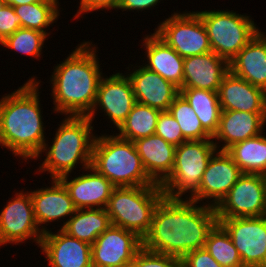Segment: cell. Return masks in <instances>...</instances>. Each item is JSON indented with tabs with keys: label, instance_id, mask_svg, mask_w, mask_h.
I'll return each mask as SVG.
<instances>
[{
	"label": "cell",
	"instance_id": "obj_1",
	"mask_svg": "<svg viewBox=\"0 0 266 267\" xmlns=\"http://www.w3.org/2000/svg\"><path fill=\"white\" fill-rule=\"evenodd\" d=\"M197 204L188 198L164 196L154 210L142 247L181 260L189 252L204 248L218 218L214 207Z\"/></svg>",
	"mask_w": 266,
	"mask_h": 267
},
{
	"label": "cell",
	"instance_id": "obj_2",
	"mask_svg": "<svg viewBox=\"0 0 266 267\" xmlns=\"http://www.w3.org/2000/svg\"><path fill=\"white\" fill-rule=\"evenodd\" d=\"M36 78L32 76L0 98V145L27 164L40 154L47 140L39 100L41 81Z\"/></svg>",
	"mask_w": 266,
	"mask_h": 267
},
{
	"label": "cell",
	"instance_id": "obj_3",
	"mask_svg": "<svg viewBox=\"0 0 266 267\" xmlns=\"http://www.w3.org/2000/svg\"><path fill=\"white\" fill-rule=\"evenodd\" d=\"M93 42L79 43L75 50L53 67L50 76L53 112L64 116H88L95 104L104 73Z\"/></svg>",
	"mask_w": 266,
	"mask_h": 267
},
{
	"label": "cell",
	"instance_id": "obj_4",
	"mask_svg": "<svg viewBox=\"0 0 266 267\" xmlns=\"http://www.w3.org/2000/svg\"><path fill=\"white\" fill-rule=\"evenodd\" d=\"M93 127V122L87 116H65L55 131L52 145L49 146L46 140L40 154L34 159H40L42 153L46 155L36 171L50 173V179H58L74 173L79 163L81 170L90 167L96 136L92 132Z\"/></svg>",
	"mask_w": 266,
	"mask_h": 267
},
{
	"label": "cell",
	"instance_id": "obj_5",
	"mask_svg": "<svg viewBox=\"0 0 266 267\" xmlns=\"http://www.w3.org/2000/svg\"><path fill=\"white\" fill-rule=\"evenodd\" d=\"M91 167L115 187L160 185L146 173L134 142L114 132L112 135L96 134Z\"/></svg>",
	"mask_w": 266,
	"mask_h": 267
},
{
	"label": "cell",
	"instance_id": "obj_6",
	"mask_svg": "<svg viewBox=\"0 0 266 267\" xmlns=\"http://www.w3.org/2000/svg\"><path fill=\"white\" fill-rule=\"evenodd\" d=\"M164 196L160 185L115 187L105 209L113 226L133 231L143 239Z\"/></svg>",
	"mask_w": 266,
	"mask_h": 267
},
{
	"label": "cell",
	"instance_id": "obj_7",
	"mask_svg": "<svg viewBox=\"0 0 266 267\" xmlns=\"http://www.w3.org/2000/svg\"><path fill=\"white\" fill-rule=\"evenodd\" d=\"M206 28L212 52L230 62L260 31L250 16L233 10L196 11Z\"/></svg>",
	"mask_w": 266,
	"mask_h": 267
},
{
	"label": "cell",
	"instance_id": "obj_8",
	"mask_svg": "<svg viewBox=\"0 0 266 267\" xmlns=\"http://www.w3.org/2000/svg\"><path fill=\"white\" fill-rule=\"evenodd\" d=\"M213 140L185 141L175 150L174 167L160 184L167 198H189L201 183L203 173L213 154L217 151Z\"/></svg>",
	"mask_w": 266,
	"mask_h": 267
},
{
	"label": "cell",
	"instance_id": "obj_9",
	"mask_svg": "<svg viewBox=\"0 0 266 267\" xmlns=\"http://www.w3.org/2000/svg\"><path fill=\"white\" fill-rule=\"evenodd\" d=\"M155 33L183 58L212 52L206 28L195 11H174L158 23Z\"/></svg>",
	"mask_w": 266,
	"mask_h": 267
},
{
	"label": "cell",
	"instance_id": "obj_10",
	"mask_svg": "<svg viewBox=\"0 0 266 267\" xmlns=\"http://www.w3.org/2000/svg\"><path fill=\"white\" fill-rule=\"evenodd\" d=\"M26 191L16 192L0 212V247L27 240L40 245L44 233L36 222L30 192Z\"/></svg>",
	"mask_w": 266,
	"mask_h": 267
},
{
	"label": "cell",
	"instance_id": "obj_11",
	"mask_svg": "<svg viewBox=\"0 0 266 267\" xmlns=\"http://www.w3.org/2000/svg\"><path fill=\"white\" fill-rule=\"evenodd\" d=\"M237 249L244 267H266V215L218 218Z\"/></svg>",
	"mask_w": 266,
	"mask_h": 267
},
{
	"label": "cell",
	"instance_id": "obj_12",
	"mask_svg": "<svg viewBox=\"0 0 266 267\" xmlns=\"http://www.w3.org/2000/svg\"><path fill=\"white\" fill-rule=\"evenodd\" d=\"M215 209L217 218L266 215L263 175L243 173Z\"/></svg>",
	"mask_w": 266,
	"mask_h": 267
},
{
	"label": "cell",
	"instance_id": "obj_13",
	"mask_svg": "<svg viewBox=\"0 0 266 267\" xmlns=\"http://www.w3.org/2000/svg\"><path fill=\"white\" fill-rule=\"evenodd\" d=\"M135 103L132 83L127 73L123 74L119 71L109 77L102 76L95 104L87 117L93 122L98 115L96 111L100 110L101 113L104 112V116H108L107 119L113 123L111 125L116 126L117 130L126 120Z\"/></svg>",
	"mask_w": 266,
	"mask_h": 267
},
{
	"label": "cell",
	"instance_id": "obj_14",
	"mask_svg": "<svg viewBox=\"0 0 266 267\" xmlns=\"http://www.w3.org/2000/svg\"><path fill=\"white\" fill-rule=\"evenodd\" d=\"M242 174L226 151L217 150L207 164L199 188L188 199L216 208Z\"/></svg>",
	"mask_w": 266,
	"mask_h": 267
},
{
	"label": "cell",
	"instance_id": "obj_15",
	"mask_svg": "<svg viewBox=\"0 0 266 267\" xmlns=\"http://www.w3.org/2000/svg\"><path fill=\"white\" fill-rule=\"evenodd\" d=\"M141 248L135 232L111 225L91 245L92 267H129Z\"/></svg>",
	"mask_w": 266,
	"mask_h": 267
},
{
	"label": "cell",
	"instance_id": "obj_16",
	"mask_svg": "<svg viewBox=\"0 0 266 267\" xmlns=\"http://www.w3.org/2000/svg\"><path fill=\"white\" fill-rule=\"evenodd\" d=\"M39 248L46 257L48 267H92L91 245L60 228L55 233L52 229L45 232Z\"/></svg>",
	"mask_w": 266,
	"mask_h": 267
},
{
	"label": "cell",
	"instance_id": "obj_17",
	"mask_svg": "<svg viewBox=\"0 0 266 267\" xmlns=\"http://www.w3.org/2000/svg\"><path fill=\"white\" fill-rule=\"evenodd\" d=\"M29 192L36 222L43 233L49 231L47 226L51 222L54 223L56 220L58 222L61 219L63 224L59 227L62 229L76 211L67 189L58 179H52L49 187L33 189V191L31 189Z\"/></svg>",
	"mask_w": 266,
	"mask_h": 267
},
{
	"label": "cell",
	"instance_id": "obj_18",
	"mask_svg": "<svg viewBox=\"0 0 266 267\" xmlns=\"http://www.w3.org/2000/svg\"><path fill=\"white\" fill-rule=\"evenodd\" d=\"M132 66L131 72L129 67L126 69L129 72L127 76L132 83L136 102L160 111H168L173 100L180 94V88L143 65L135 64L133 68Z\"/></svg>",
	"mask_w": 266,
	"mask_h": 267
},
{
	"label": "cell",
	"instance_id": "obj_19",
	"mask_svg": "<svg viewBox=\"0 0 266 267\" xmlns=\"http://www.w3.org/2000/svg\"><path fill=\"white\" fill-rule=\"evenodd\" d=\"M84 171H87L84 173ZM63 175L58 180L65 186L76 209L106 208L115 186L91 166L83 174L69 178Z\"/></svg>",
	"mask_w": 266,
	"mask_h": 267
},
{
	"label": "cell",
	"instance_id": "obj_20",
	"mask_svg": "<svg viewBox=\"0 0 266 267\" xmlns=\"http://www.w3.org/2000/svg\"><path fill=\"white\" fill-rule=\"evenodd\" d=\"M222 111L266 113V92L229 71L218 90Z\"/></svg>",
	"mask_w": 266,
	"mask_h": 267
},
{
	"label": "cell",
	"instance_id": "obj_21",
	"mask_svg": "<svg viewBox=\"0 0 266 267\" xmlns=\"http://www.w3.org/2000/svg\"><path fill=\"white\" fill-rule=\"evenodd\" d=\"M265 125L266 113L221 111L219 126L212 140H215L218 150L226 151L235 143L260 135Z\"/></svg>",
	"mask_w": 266,
	"mask_h": 267
},
{
	"label": "cell",
	"instance_id": "obj_22",
	"mask_svg": "<svg viewBox=\"0 0 266 267\" xmlns=\"http://www.w3.org/2000/svg\"><path fill=\"white\" fill-rule=\"evenodd\" d=\"M229 71V62L214 52L185 57L181 88L218 92L221 81Z\"/></svg>",
	"mask_w": 266,
	"mask_h": 267
},
{
	"label": "cell",
	"instance_id": "obj_23",
	"mask_svg": "<svg viewBox=\"0 0 266 267\" xmlns=\"http://www.w3.org/2000/svg\"><path fill=\"white\" fill-rule=\"evenodd\" d=\"M142 41V47L145 48L143 50H146L144 57H147H145L146 62L142 65L181 88L184 58L155 32L145 35Z\"/></svg>",
	"mask_w": 266,
	"mask_h": 267
},
{
	"label": "cell",
	"instance_id": "obj_24",
	"mask_svg": "<svg viewBox=\"0 0 266 267\" xmlns=\"http://www.w3.org/2000/svg\"><path fill=\"white\" fill-rule=\"evenodd\" d=\"M230 71L266 92V32L259 31L229 62Z\"/></svg>",
	"mask_w": 266,
	"mask_h": 267
},
{
	"label": "cell",
	"instance_id": "obj_25",
	"mask_svg": "<svg viewBox=\"0 0 266 267\" xmlns=\"http://www.w3.org/2000/svg\"><path fill=\"white\" fill-rule=\"evenodd\" d=\"M134 145L148 176L161 184L173 170L176 146L156 134L139 138Z\"/></svg>",
	"mask_w": 266,
	"mask_h": 267
},
{
	"label": "cell",
	"instance_id": "obj_26",
	"mask_svg": "<svg viewBox=\"0 0 266 267\" xmlns=\"http://www.w3.org/2000/svg\"><path fill=\"white\" fill-rule=\"evenodd\" d=\"M112 225L105 208L76 209L62 228L68 235L92 245Z\"/></svg>",
	"mask_w": 266,
	"mask_h": 267
},
{
	"label": "cell",
	"instance_id": "obj_27",
	"mask_svg": "<svg viewBox=\"0 0 266 267\" xmlns=\"http://www.w3.org/2000/svg\"><path fill=\"white\" fill-rule=\"evenodd\" d=\"M226 152L242 173L261 175L266 173L265 133L262 132L256 137L235 143Z\"/></svg>",
	"mask_w": 266,
	"mask_h": 267
},
{
	"label": "cell",
	"instance_id": "obj_28",
	"mask_svg": "<svg viewBox=\"0 0 266 267\" xmlns=\"http://www.w3.org/2000/svg\"><path fill=\"white\" fill-rule=\"evenodd\" d=\"M180 94L189 103L203 128L213 137L221 115L218 92L197 88H180Z\"/></svg>",
	"mask_w": 266,
	"mask_h": 267
},
{
	"label": "cell",
	"instance_id": "obj_29",
	"mask_svg": "<svg viewBox=\"0 0 266 267\" xmlns=\"http://www.w3.org/2000/svg\"><path fill=\"white\" fill-rule=\"evenodd\" d=\"M162 111L136 102L126 120L117 129L119 137L134 142L155 134L159 114Z\"/></svg>",
	"mask_w": 266,
	"mask_h": 267
},
{
	"label": "cell",
	"instance_id": "obj_30",
	"mask_svg": "<svg viewBox=\"0 0 266 267\" xmlns=\"http://www.w3.org/2000/svg\"><path fill=\"white\" fill-rule=\"evenodd\" d=\"M59 0H46L32 4L14 6V11L20 18V26L43 32L50 36L46 30L57 22L60 16ZM47 31V32H46Z\"/></svg>",
	"mask_w": 266,
	"mask_h": 267
},
{
	"label": "cell",
	"instance_id": "obj_31",
	"mask_svg": "<svg viewBox=\"0 0 266 267\" xmlns=\"http://www.w3.org/2000/svg\"><path fill=\"white\" fill-rule=\"evenodd\" d=\"M204 248L223 267H244L229 234L219 223L209 232Z\"/></svg>",
	"mask_w": 266,
	"mask_h": 267
},
{
	"label": "cell",
	"instance_id": "obj_32",
	"mask_svg": "<svg viewBox=\"0 0 266 267\" xmlns=\"http://www.w3.org/2000/svg\"><path fill=\"white\" fill-rule=\"evenodd\" d=\"M168 112L179 123L187 141L212 140V136L203 128L198 116L181 94L173 100Z\"/></svg>",
	"mask_w": 266,
	"mask_h": 267
},
{
	"label": "cell",
	"instance_id": "obj_33",
	"mask_svg": "<svg viewBox=\"0 0 266 267\" xmlns=\"http://www.w3.org/2000/svg\"><path fill=\"white\" fill-rule=\"evenodd\" d=\"M46 38L49 37L43 32L20 27L0 44L7 49L14 50V52H19L20 55H28L38 60L43 53L42 47H44L45 40H48Z\"/></svg>",
	"mask_w": 266,
	"mask_h": 267
},
{
	"label": "cell",
	"instance_id": "obj_34",
	"mask_svg": "<svg viewBox=\"0 0 266 267\" xmlns=\"http://www.w3.org/2000/svg\"><path fill=\"white\" fill-rule=\"evenodd\" d=\"M129 267H181V259L141 248Z\"/></svg>",
	"mask_w": 266,
	"mask_h": 267
},
{
	"label": "cell",
	"instance_id": "obj_35",
	"mask_svg": "<svg viewBox=\"0 0 266 267\" xmlns=\"http://www.w3.org/2000/svg\"><path fill=\"white\" fill-rule=\"evenodd\" d=\"M155 134L161 136L166 142L175 146H179L187 141L183 137L179 123L168 111H162L159 114Z\"/></svg>",
	"mask_w": 266,
	"mask_h": 267
},
{
	"label": "cell",
	"instance_id": "obj_36",
	"mask_svg": "<svg viewBox=\"0 0 266 267\" xmlns=\"http://www.w3.org/2000/svg\"><path fill=\"white\" fill-rule=\"evenodd\" d=\"M20 18L10 5L0 9V43L20 28Z\"/></svg>",
	"mask_w": 266,
	"mask_h": 267
},
{
	"label": "cell",
	"instance_id": "obj_37",
	"mask_svg": "<svg viewBox=\"0 0 266 267\" xmlns=\"http://www.w3.org/2000/svg\"><path fill=\"white\" fill-rule=\"evenodd\" d=\"M181 267H223L205 249L189 252L182 260Z\"/></svg>",
	"mask_w": 266,
	"mask_h": 267
},
{
	"label": "cell",
	"instance_id": "obj_38",
	"mask_svg": "<svg viewBox=\"0 0 266 267\" xmlns=\"http://www.w3.org/2000/svg\"><path fill=\"white\" fill-rule=\"evenodd\" d=\"M120 0H80L79 9L76 10L74 19L80 18L82 14L92 13L93 11L98 10H110L117 9L119 6Z\"/></svg>",
	"mask_w": 266,
	"mask_h": 267
},
{
	"label": "cell",
	"instance_id": "obj_39",
	"mask_svg": "<svg viewBox=\"0 0 266 267\" xmlns=\"http://www.w3.org/2000/svg\"><path fill=\"white\" fill-rule=\"evenodd\" d=\"M163 0H120L119 6L117 8L123 11H139L142 12L144 10L153 9V7L157 6L158 3Z\"/></svg>",
	"mask_w": 266,
	"mask_h": 267
},
{
	"label": "cell",
	"instance_id": "obj_40",
	"mask_svg": "<svg viewBox=\"0 0 266 267\" xmlns=\"http://www.w3.org/2000/svg\"><path fill=\"white\" fill-rule=\"evenodd\" d=\"M41 1H46V0H4V3L5 5H10L14 7L18 5L32 4V3H37Z\"/></svg>",
	"mask_w": 266,
	"mask_h": 267
},
{
	"label": "cell",
	"instance_id": "obj_41",
	"mask_svg": "<svg viewBox=\"0 0 266 267\" xmlns=\"http://www.w3.org/2000/svg\"><path fill=\"white\" fill-rule=\"evenodd\" d=\"M263 180H264V185H265V193H266V173L263 174Z\"/></svg>",
	"mask_w": 266,
	"mask_h": 267
},
{
	"label": "cell",
	"instance_id": "obj_42",
	"mask_svg": "<svg viewBox=\"0 0 266 267\" xmlns=\"http://www.w3.org/2000/svg\"><path fill=\"white\" fill-rule=\"evenodd\" d=\"M5 5L4 0H0V9Z\"/></svg>",
	"mask_w": 266,
	"mask_h": 267
}]
</instances>
